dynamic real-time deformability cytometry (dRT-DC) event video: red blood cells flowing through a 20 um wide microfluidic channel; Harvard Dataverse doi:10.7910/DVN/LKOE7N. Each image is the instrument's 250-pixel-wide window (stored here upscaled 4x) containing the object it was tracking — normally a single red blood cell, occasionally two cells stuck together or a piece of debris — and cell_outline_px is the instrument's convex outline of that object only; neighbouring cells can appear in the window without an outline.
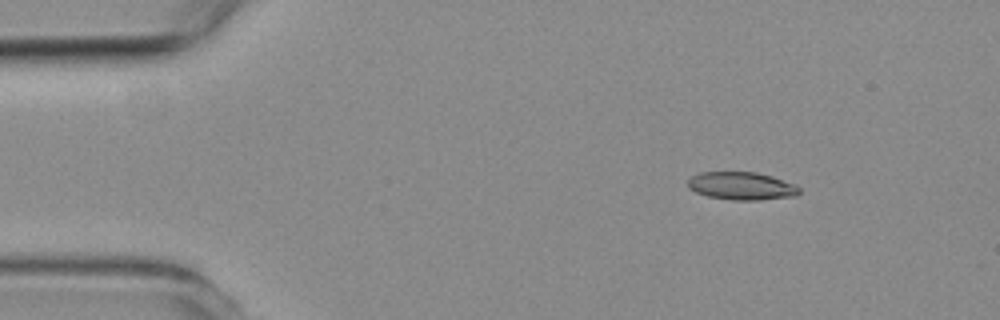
{"species": "common noctule bat (a hibernating species)", "species_latin": "Nyctalus noctula", "temperature_condition": "room temperature", "stored_images_in_passage": 2, "camera_frame_rate_fps": 3000, "um_per_image_px": 0.085, "animal": {"sex": "female", "body_mass_g": 19.3, "forearm_length_mm": 54.1}, "frame": {"image": 1, "passage_image": 1, "time_ms": 0.0, "image_size_px": [1000, 320], "cell_outline_px": [[800, 192], [796, 196], [760, 200], [732, 200], [708, 196], [696, 192], [688, 188], [688, 180], [692, 176], [700, 172], [756, 172], [772, 176], [792, 184], [800, 188]], "centroid_in_image_um": [63.02, 15.81], "position_along_channel_um": 22.0, "area_um2": 18.03}}